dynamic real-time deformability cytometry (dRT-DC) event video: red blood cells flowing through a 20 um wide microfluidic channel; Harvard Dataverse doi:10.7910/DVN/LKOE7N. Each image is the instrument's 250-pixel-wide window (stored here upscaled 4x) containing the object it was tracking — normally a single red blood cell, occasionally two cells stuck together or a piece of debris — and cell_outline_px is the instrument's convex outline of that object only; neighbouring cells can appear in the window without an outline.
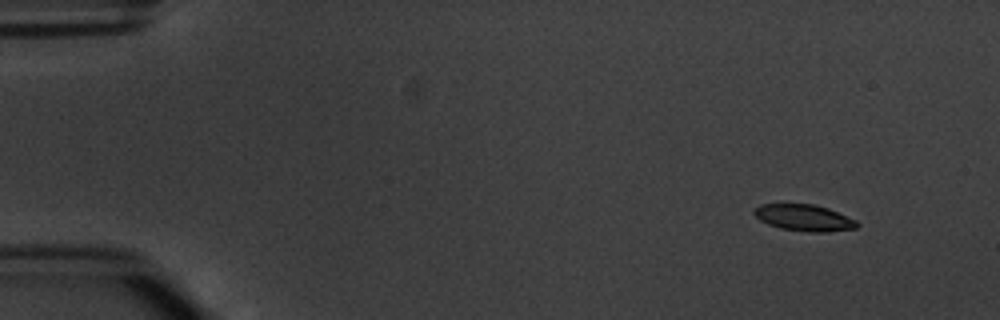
{"species": "common noctule bat (a hibernating species)", "species_latin": "Nyctalus noctula", "temperature_condition": "warm", "stored_images_in_passage": 4, "camera_frame_rate_fps": 3000, "um_per_image_px": 0.085, "animal": {"sex": "male", "body_mass_g": 20.1, "forearm_length_mm": 53.5}, "frame": {"image": 1, "passage_image": 1, "time_ms": 0.0, "image_size_px": [1000, 320], "cell_outline_px": [[860, 224], [856, 228], [824, 232], [808, 232], [780, 228], [768, 224], [760, 220], [752, 212], [760, 204], [812, 204], [828, 208], [856, 220]], "centroid_in_image_um": [68.35, 18.51], "position_along_channel_um": 16.7, "area_um2": 15.78}}
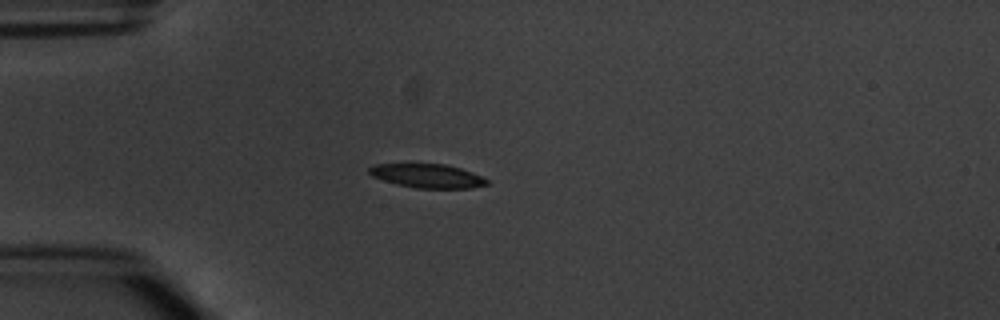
{"frame": {"image": 2, "passage_image": 4, "time_ms": 3.333, "image_size_px": [1000, 320], "cell_outline_px": [[488, 184], [472, 188], [416, 188], [396, 184], [372, 176], [368, 172], [368, 168], [376, 164], [444, 164], [460, 168], [472, 172], [488, 180]], "centroid_in_image_um": [36.32, 14.95], "position_along_channel_um": 48.7, "area_um2": 16.24}}